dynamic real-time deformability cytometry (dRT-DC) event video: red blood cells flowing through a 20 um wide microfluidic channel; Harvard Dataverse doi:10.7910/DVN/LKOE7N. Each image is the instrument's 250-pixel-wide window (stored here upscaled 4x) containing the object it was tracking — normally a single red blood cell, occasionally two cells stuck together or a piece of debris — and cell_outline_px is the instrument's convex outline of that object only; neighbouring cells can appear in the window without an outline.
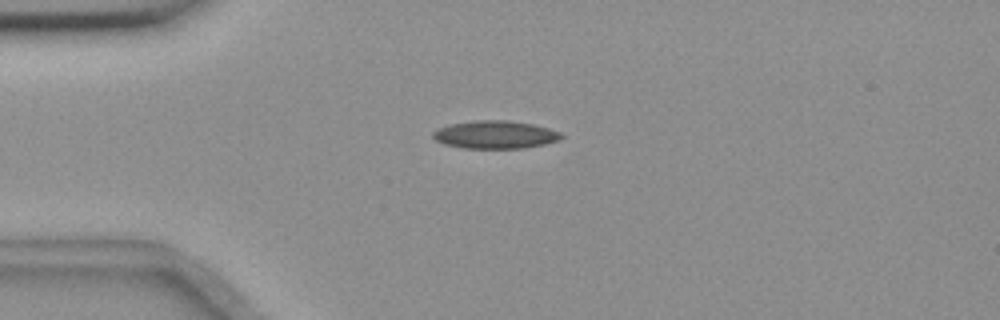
{"species": "common noctule bat (a hibernating species)", "species_latin": "Nyctalus noctula", "temperature_condition": "room temperature", "stored_images_in_passage": 12, "camera_frame_rate_fps": 3000, "um_per_image_px": 0.085, "animal": {"sex": "female", "body_mass_g": 18.4}, "frame": {"image": 1, "passage_image": 1, "time_ms": 0.0, "image_size_px": [1000, 320], "cell_outline_px": [[564, 136], [560, 140], [544, 144], [524, 148], [464, 148], [444, 144], [436, 140], [432, 136], [432, 132], [448, 124], [472, 120], [508, 120], [532, 124], [548, 128], [560, 132]], "centroid_in_image_um": [42.09, 11.44], "position_along_channel_um": 42.9, "area_um2": 20.92}}
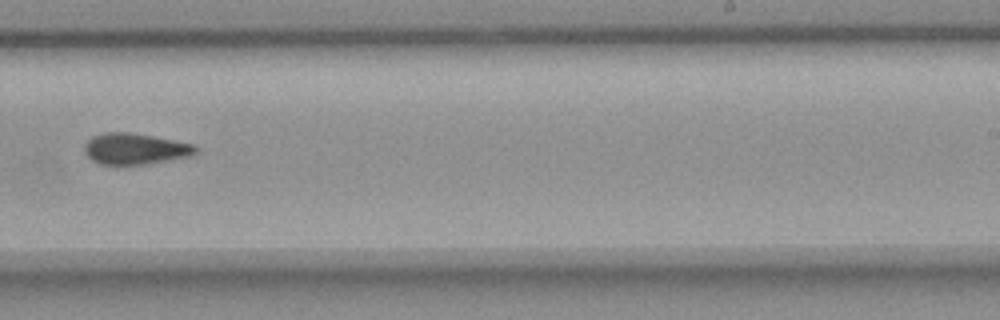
{"frame": {"image": 2, "passage_image": 7, "time_ms": 7.0, "image_size_px": [1000, 320], "cell_outline_px": [[200, 148], [196, 152], [188, 156], [148, 164], [100, 164], [92, 160], [84, 152], [84, 144], [92, 136], [104, 132], [128, 132], [152, 136], [196, 144]], "centroid_in_image_um": [11.48, 12.64], "position_along_channel_um": 277.5, "area_um2": 20.17}}
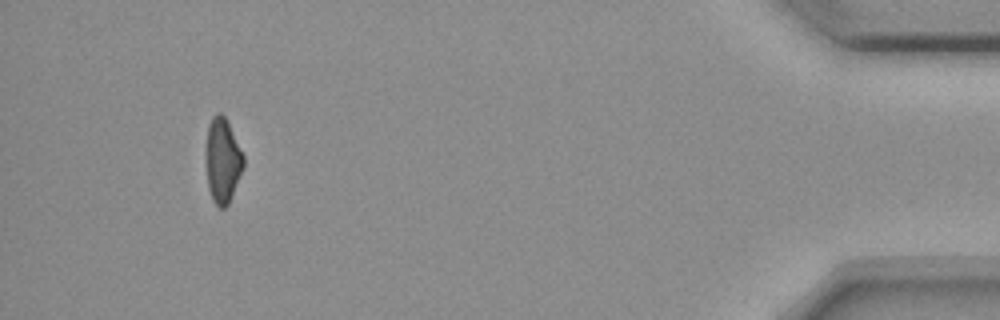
{"frame": {"image": 3, "passage_image": 11, "time_ms": 12.667, "image_size_px": [1000, 320], "cell_outline_px": [[244, 168], [228, 204], [224, 208], [220, 208], [212, 200], [208, 188], [204, 152], [208, 128], [212, 116], [216, 112], [220, 112], [224, 116], [244, 156]], "centroid_in_image_um": [18.89, 13.65], "position_along_channel_um": 416.3, "area_um2": 18.73}}